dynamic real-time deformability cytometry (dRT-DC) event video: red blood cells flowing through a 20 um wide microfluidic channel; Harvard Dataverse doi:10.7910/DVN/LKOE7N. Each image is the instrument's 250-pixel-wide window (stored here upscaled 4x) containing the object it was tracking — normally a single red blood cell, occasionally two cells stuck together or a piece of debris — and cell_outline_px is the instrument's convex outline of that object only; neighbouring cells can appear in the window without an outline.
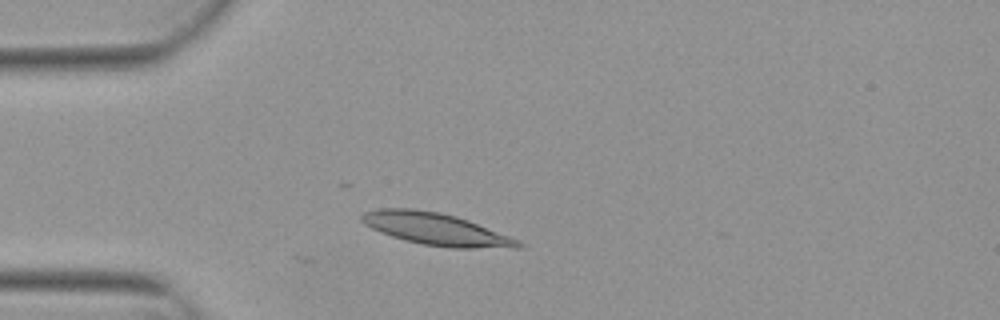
{"species": "Egyptian fruit bat (a non-hibernating species)", "species_latin": "Rousettus aegyptiacus", "temperature_condition": "warm", "stored_images_in_passage": 9, "camera_frame_rate_fps": 3000, "um_per_image_px": 0.085, "animal": {"sex": "female"}, "frame": {"image": 1, "passage_image": 9, "time_ms": 2.667, "image_size_px": [1000, 320], "cell_outline_px": [[524, 244], [520, 248], [448, 248], [424, 244], [404, 240], [380, 232], [364, 224], [360, 220], [360, 216], [364, 212], [380, 208], [412, 208], [440, 212], [456, 216], [468, 220], [520, 240]], "centroid_in_image_um": [37.07, 19.47], "position_along_channel_um": 47.9, "area_um2": 29.36}}